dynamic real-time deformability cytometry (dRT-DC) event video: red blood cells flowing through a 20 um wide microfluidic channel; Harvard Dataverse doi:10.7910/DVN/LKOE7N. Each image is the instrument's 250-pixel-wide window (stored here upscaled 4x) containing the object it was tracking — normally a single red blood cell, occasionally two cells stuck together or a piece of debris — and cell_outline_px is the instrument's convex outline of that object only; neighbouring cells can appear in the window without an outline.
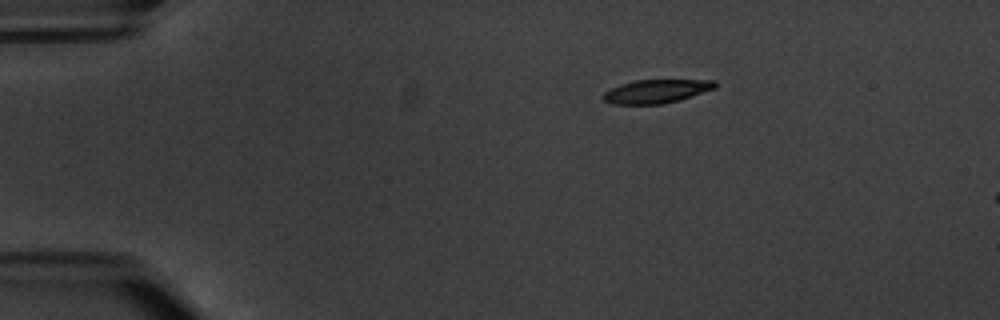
{"species": "common noctule bat (a hibernating species)", "species_latin": "Nyctalus noctula", "temperature_condition": "warm", "stored_images_in_passage": 7, "camera_frame_rate_fps": 3000, "um_per_image_px": 0.085, "animal": {"sex": "male", "body_mass_g": 20.1, "forearm_length_mm": 53.5}, "frame": {"image": 1, "passage_image": 7, "time_ms": 7.333, "image_size_px": [1000, 320], "cell_outline_px": [[716, 88], [680, 100], [664, 104], [612, 104], [604, 100], [604, 92], [620, 84], [636, 80], [716, 80]], "centroid_in_image_um": [55.81, 7.76], "position_along_channel_um": 29.2, "area_um2": 15.32}}